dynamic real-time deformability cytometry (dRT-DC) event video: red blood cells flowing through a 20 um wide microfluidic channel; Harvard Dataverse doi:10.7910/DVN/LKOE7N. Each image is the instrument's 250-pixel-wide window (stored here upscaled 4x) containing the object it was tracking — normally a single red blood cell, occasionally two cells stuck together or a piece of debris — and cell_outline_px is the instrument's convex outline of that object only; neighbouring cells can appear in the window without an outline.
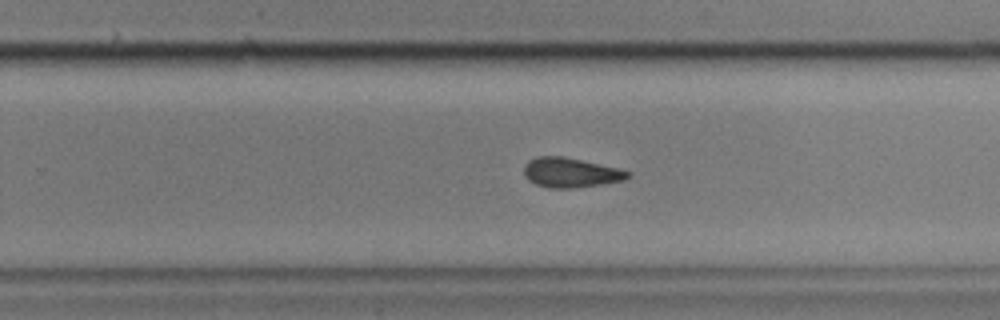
{"species": "common noctule bat (a hibernating species)", "species_latin": "Nyctalus noctula", "temperature_condition": "cold", "stored_images_in_passage": 47, "camera_frame_rate_fps": 3000, "um_per_image_px": 0.085, "animal": {"sex": "male", "body_mass_g": 17.9, "forearm_length_mm": 54.2}, "frame": {"image": 1, "passage_image": 26, "time_ms": 8.333, "image_size_px": [1000, 320], "cell_outline_px": [[628, 176], [624, 180], [600, 184], [572, 188], [548, 188], [536, 184], [528, 180], [524, 176], [524, 164], [528, 160], [536, 156], [564, 156], [616, 168], [628, 172]], "centroid_in_image_um": [48.4, 14.66], "position_along_channel_um": 281.4, "area_um2": 17.74}}
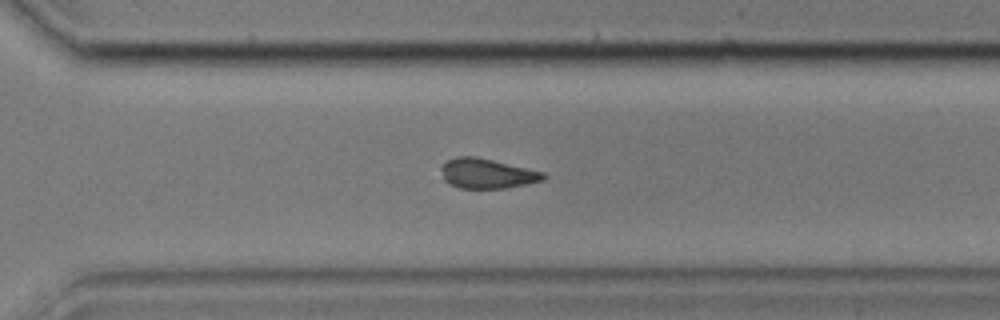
{"frame": {"image": 2, "passage_image": 30, "time_ms": 9.667, "image_size_px": [1000, 320], "cell_outline_px": [[548, 176], [544, 180], [508, 188], [460, 188], [448, 184], [444, 180], [440, 168], [448, 160], [456, 156], [476, 156], [544, 172]], "centroid_in_image_um": [41.4, 14.75], "position_along_channel_um": 329.2, "area_um2": 17.86}}
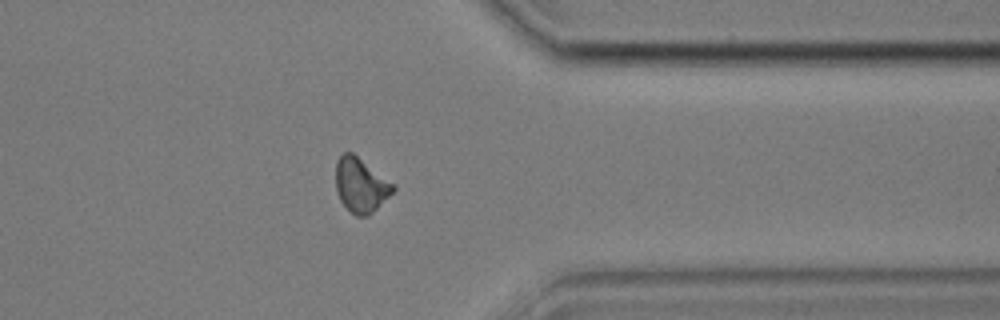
{"frame": {"image": 3, "passage_image": 35, "time_ms": 11.333, "image_size_px": [1000, 320], "cell_outline_px": [[396, 188], [368, 216], [356, 216], [340, 200], [336, 192], [336, 160], [344, 152], [352, 152], [396, 184]], "centroid_in_image_um": [30.66, 15.7], "position_along_channel_um": 380.7, "area_um2": 18.09}, "authors_computed_cell_mechanics": {"area_um2": 18.3226, "velocity_mm_per_s": 3.5977, "shape_relaxation_time_tau1_ms": 8.0787, "shape_relaxation_time_tau2_ms": 4.3705, "deformation_change_tau1": 0.1217, "deformation_change_tau2": 0.0949}}